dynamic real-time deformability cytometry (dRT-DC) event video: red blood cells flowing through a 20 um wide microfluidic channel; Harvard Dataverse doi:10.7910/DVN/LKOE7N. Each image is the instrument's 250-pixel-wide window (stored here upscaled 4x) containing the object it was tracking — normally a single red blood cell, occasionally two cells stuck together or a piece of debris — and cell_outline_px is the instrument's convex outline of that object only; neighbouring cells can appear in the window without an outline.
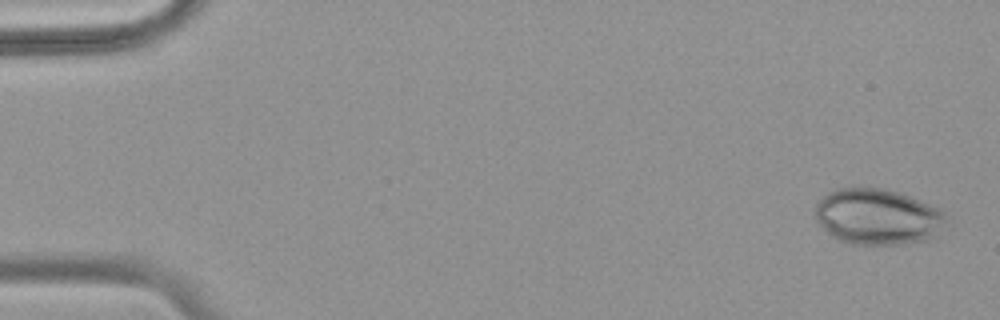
{"species": "common noctule bat (a hibernating species)", "species_latin": "Nyctalus noctula", "temperature_condition": "warm", "stored_images_in_passage": 53, "camera_frame_rate_fps": 3000, "um_per_image_px": 0.085, "animal": {"sex": "female", "body_mass_g": 18.4}, "frame": {"image": 1, "passage_image": 1, "time_ms": 0.0, "image_size_px": [1000, 320], "cell_outline_px": [[948, 224], [940, 240], [904, 244], [852, 244], [840, 240], [832, 236], [816, 220], [816, 204], [828, 192], [836, 188], [884, 188], [920, 200], [940, 208], [948, 216]], "centroid_in_image_um": [74.74, 18.46], "position_along_channel_um": 10.3, "area_um2": 43.58}}
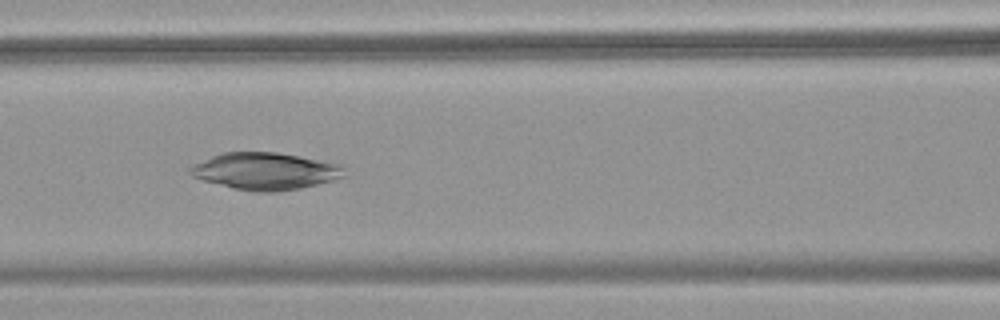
{"frame": {"image": 2, "passage_image": 23, "time_ms": 7.333, "image_size_px": [1000, 320], "cell_outline_px": [[348, 176], [300, 188], [276, 192], [256, 192], [236, 188], [204, 180], [192, 176], [188, 172], [188, 168], [192, 164], [212, 156], [224, 152], [276, 152], [300, 156], [344, 164]], "centroid_in_image_um": [22.6, 14.53], "position_along_channel_um": 144.0, "area_um2": 33.41}}
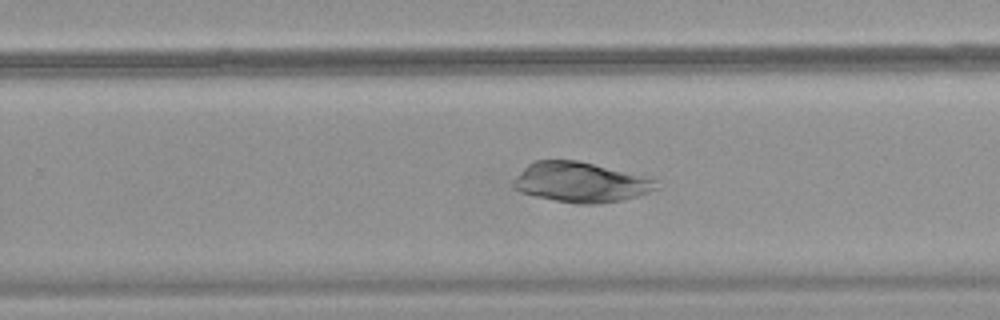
{"frame": {"image": 3, "passage_image": 34, "time_ms": 11.0, "image_size_px": [1000, 320], "cell_outline_px": [[660, 188], [636, 196], [620, 200], [600, 204], [580, 204], [556, 200], [536, 196], [520, 192], [512, 184], [512, 180], [528, 164], [536, 160], [576, 160], [644, 176], [660, 180]], "centroid_in_image_um": [49.37, 15.49], "position_along_channel_um": 280.4, "area_um2": 33.18}}